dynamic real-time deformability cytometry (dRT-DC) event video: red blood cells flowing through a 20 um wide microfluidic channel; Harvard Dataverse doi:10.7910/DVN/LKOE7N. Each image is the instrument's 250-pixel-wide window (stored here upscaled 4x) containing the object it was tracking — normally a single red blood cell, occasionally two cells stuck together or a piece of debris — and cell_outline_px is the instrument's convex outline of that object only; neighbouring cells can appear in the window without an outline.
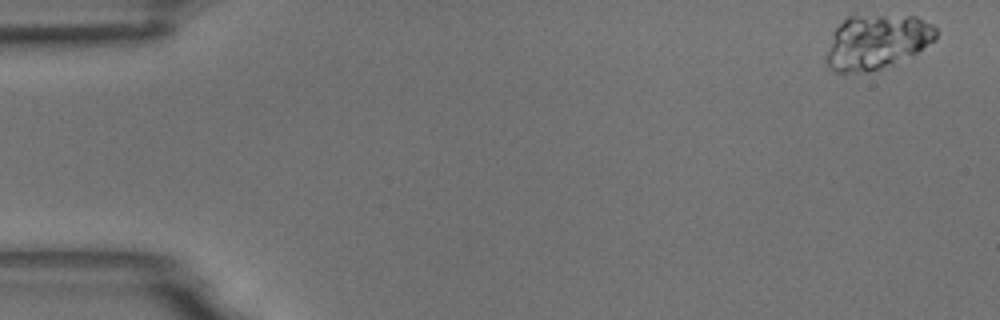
{"species": "common noctule bat (a hibernating species)", "species_latin": "Nyctalus noctula", "temperature_condition": "room temperature", "stored_images_in_passage": 59, "camera_frame_rate_fps": 3000, "um_per_image_px": 0.085, "animal": {"sex": "male", "body_mass_g": 18.8}, "frame": {"image": 1, "passage_image": 2, "time_ms": 0.333, "image_size_px": [1000, 320], "cell_outline_px": [[936, 40], [916, 52], [892, 64], [868, 72], [832, 72], [828, 68], [828, 52], [836, 28], [848, 16], [916, 16], [932, 24], [936, 28]], "centroid_in_image_um": [74.55, 3.56], "position_along_channel_um": 10.4, "area_um2": 34.1}}
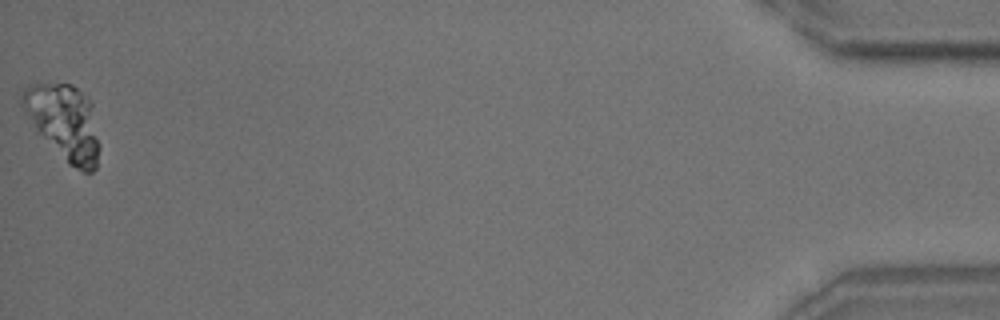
{"frame": {"image": 2, "passage_image": 59, "time_ms": 19.333, "image_size_px": [1000, 320], "cell_outline_px": [[100, 148], [96, 168], [92, 172], [84, 172], [68, 164], [36, 132], [20, 104], [20, 96], [24, 88], [32, 84], [72, 84], [88, 96], [92, 100]], "centroid_in_image_um": [5.46, 10.39], "position_along_channel_um": 429.7, "area_um2": 34.39}}